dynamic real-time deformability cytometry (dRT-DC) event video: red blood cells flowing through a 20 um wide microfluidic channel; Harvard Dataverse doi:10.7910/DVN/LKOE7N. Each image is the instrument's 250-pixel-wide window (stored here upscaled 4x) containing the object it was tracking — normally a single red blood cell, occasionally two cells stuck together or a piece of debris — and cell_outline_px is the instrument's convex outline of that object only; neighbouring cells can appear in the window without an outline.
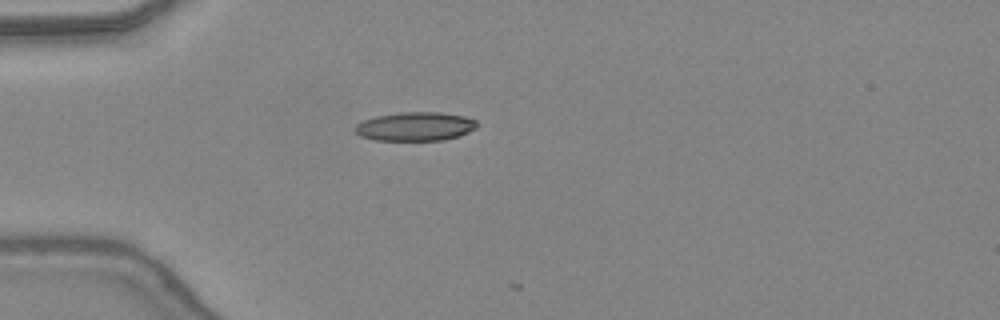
{"species": "common noctule bat (a hibernating species)", "species_latin": "Nyctalus noctula", "temperature_condition": "warm", "stored_images_in_passage": 3, "camera_frame_rate_fps": 3000, "um_per_image_px": 0.085, "animal": {"sex": "female", "body_mass_g": 24.6, "forearm_length_mm": 56.2}, "frame": {"image": 1, "passage_image": 1, "time_ms": 0.0, "image_size_px": [1000, 320], "cell_outline_px": [[476, 128], [460, 136], [444, 140], [376, 140], [360, 136], [352, 128], [356, 124], [364, 120], [376, 116], [400, 112], [440, 112], [464, 116], [476, 120]], "centroid_in_image_um": [35.29, 10.75], "position_along_channel_um": 49.7, "area_um2": 20.52}}